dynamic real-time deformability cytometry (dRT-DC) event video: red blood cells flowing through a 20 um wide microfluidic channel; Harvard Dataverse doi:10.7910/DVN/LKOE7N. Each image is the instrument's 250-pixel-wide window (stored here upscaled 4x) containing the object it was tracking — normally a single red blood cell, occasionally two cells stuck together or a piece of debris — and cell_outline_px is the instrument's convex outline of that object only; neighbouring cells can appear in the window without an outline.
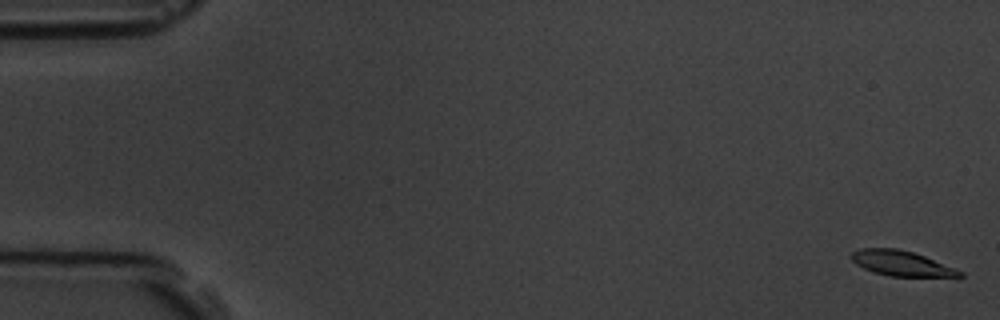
{"species": "common noctule bat (a hibernating species)", "species_latin": "Nyctalus noctula", "temperature_condition": "room temperature", "stored_images_in_passage": 6, "camera_frame_rate_fps": 3000, "um_per_image_px": 0.085, "animal": {"sex": "male", "body_mass_g": 19.5, "forearm_length_mm": 54.6}, "frame": {"image": 1, "passage_image": 1, "time_ms": 0.0, "image_size_px": [1000, 320], "cell_outline_px": [[964, 276], [892, 276], [876, 272], [864, 268], [856, 264], [852, 260], [852, 252], [860, 248], [896, 248], [912, 252], [924, 256], [956, 268], [964, 272]], "centroid_in_image_um": [76.63, 22.37], "position_along_channel_um": 8.4, "area_um2": 15.55}}